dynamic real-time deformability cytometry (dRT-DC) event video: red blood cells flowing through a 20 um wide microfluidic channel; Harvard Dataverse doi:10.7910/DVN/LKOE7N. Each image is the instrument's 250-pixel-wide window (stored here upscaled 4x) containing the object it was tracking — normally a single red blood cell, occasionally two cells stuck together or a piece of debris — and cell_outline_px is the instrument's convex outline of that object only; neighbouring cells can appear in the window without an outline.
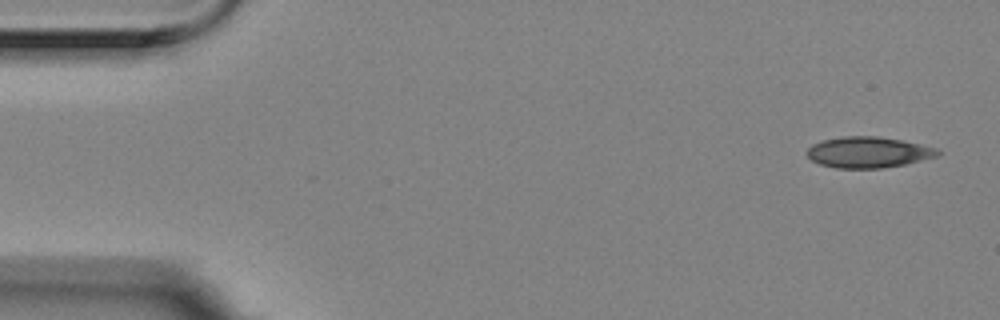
{"species": "Egyptian fruit bat (a non-hibernating species)", "species_latin": "Rousettus aegyptiacus", "temperature_condition": "room temperature", "stored_images_in_passage": 4, "camera_frame_rate_fps": 3000, "um_per_image_px": 0.085, "animal": {"sex": "female"}, "frame": {"image": 1, "passage_image": 1, "time_ms": 0.0, "image_size_px": [1000, 320], "cell_outline_px": [[940, 156], [904, 164], [880, 168], [836, 168], [820, 164], [812, 160], [808, 156], [808, 148], [812, 144], [824, 140], [840, 136], [880, 136], [920, 144], [936, 148], [940, 152]], "centroid_in_image_um": [73.81, 12.94], "position_along_channel_um": 11.2, "area_um2": 23.47}}
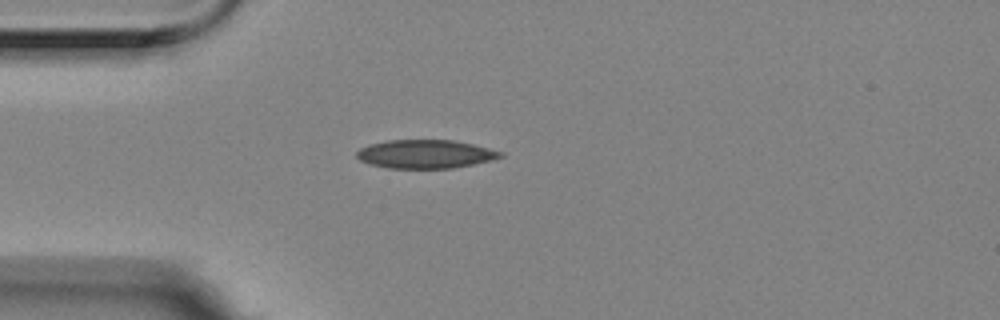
{"frame": {"image": 2, "passage_image": 4, "time_ms": 1.0, "image_size_px": [1000, 320], "cell_outline_px": [[504, 156], [492, 160], [452, 168], [388, 168], [372, 164], [360, 160], [356, 156], [356, 152], [360, 148], [368, 144], [388, 140], [452, 140], [472, 144], [504, 152]], "centroid_in_image_um": [36.15, 13.09], "position_along_channel_um": 48.8, "area_um2": 23.81}}